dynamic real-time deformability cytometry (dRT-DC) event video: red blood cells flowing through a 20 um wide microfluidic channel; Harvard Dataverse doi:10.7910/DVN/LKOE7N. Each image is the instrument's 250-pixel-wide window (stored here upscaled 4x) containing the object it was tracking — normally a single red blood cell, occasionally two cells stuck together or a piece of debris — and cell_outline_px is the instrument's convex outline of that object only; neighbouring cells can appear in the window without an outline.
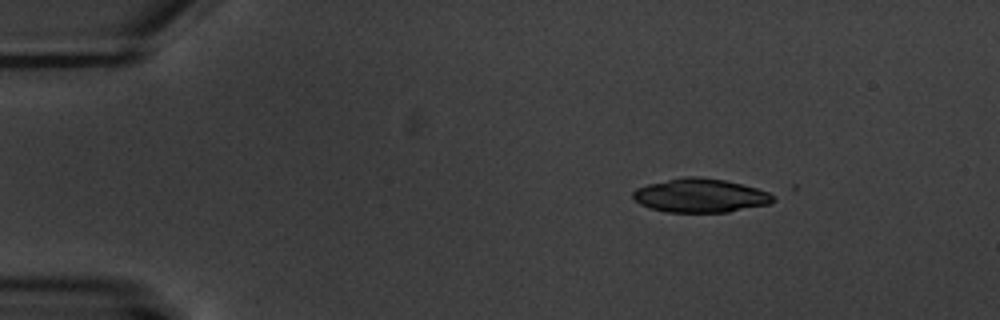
{"species": "common noctule bat (a hibernating species)", "species_latin": "Nyctalus noctula", "temperature_condition": "warm", "stored_images_in_passage": 5, "camera_frame_rate_fps": 3000, "um_per_image_px": 0.085, "animal": {"sex": "male", "body_mass_g": 20.1, "forearm_length_mm": 53.5}, "frame": {"image": 1, "passage_image": 1, "time_ms": 0.0, "image_size_px": [1000, 320], "cell_outline_px": [[776, 200], [772, 204], [728, 212], [668, 212], [648, 208], [640, 204], [632, 196], [632, 192], [636, 188], [648, 184], [684, 176], [696, 176], [724, 180], [756, 188], [768, 192], [776, 196]], "centroid_in_image_um": [59.55, 16.63], "position_along_channel_um": 25.4, "area_um2": 27.74}}